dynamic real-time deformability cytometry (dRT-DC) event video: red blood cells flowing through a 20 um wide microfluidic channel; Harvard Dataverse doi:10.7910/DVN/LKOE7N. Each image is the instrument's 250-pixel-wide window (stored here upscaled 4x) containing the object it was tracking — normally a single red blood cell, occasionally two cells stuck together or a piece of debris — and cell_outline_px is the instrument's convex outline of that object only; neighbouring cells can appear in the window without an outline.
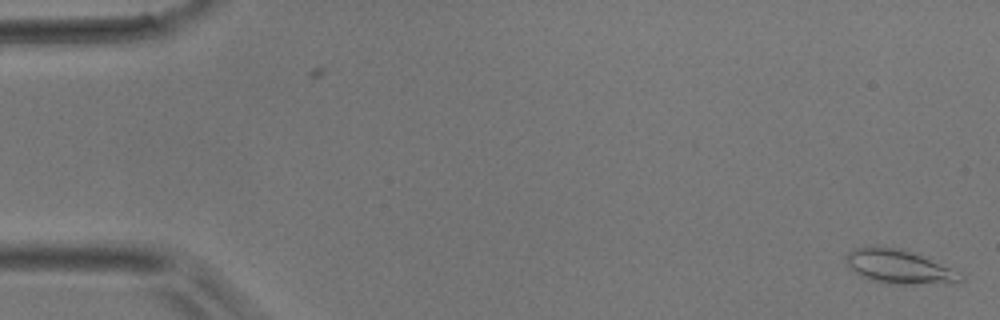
{"species": "common noctule bat (a hibernating species)", "species_latin": "Nyctalus noctula", "temperature_condition": "room temperature", "stored_images_in_passage": 4, "camera_frame_rate_fps": 3000, "um_per_image_px": 0.085, "animal": {"sex": "male", "body_mass_g": 17.9}, "frame": {"image": 1, "passage_image": 4, "time_ms": 1.0, "image_size_px": [1000, 320], "cell_outline_px": [[964, 280], [908, 284], [884, 284], [860, 276], [848, 264], [844, 256], [848, 252], [856, 248], [872, 244], [900, 248], [960, 272], [964, 276]], "centroid_in_image_um": [76.31, 22.64], "position_along_channel_um": 8.7, "area_um2": 22.2}}